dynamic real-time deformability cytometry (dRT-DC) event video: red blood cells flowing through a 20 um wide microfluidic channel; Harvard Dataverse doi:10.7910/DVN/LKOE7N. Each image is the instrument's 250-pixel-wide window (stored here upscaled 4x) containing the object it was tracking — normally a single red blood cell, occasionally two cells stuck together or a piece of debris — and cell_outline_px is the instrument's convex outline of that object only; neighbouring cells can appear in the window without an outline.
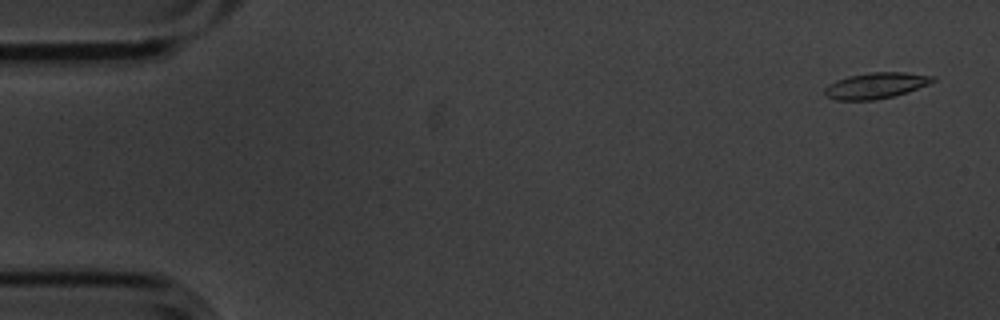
{"species": "common noctule bat (a hibernating species)", "species_latin": "Nyctalus noctula", "temperature_condition": "cold", "stored_images_in_passage": 5, "camera_frame_rate_fps": 3000, "um_per_image_px": 0.085, "animal": {"sex": "male", "body_mass_g": 20.1, "forearm_length_mm": 53.5}, "frame": {"image": 1, "passage_image": 1, "time_ms": 0.0, "image_size_px": [1000, 320], "cell_outline_px": [[936, 80], [928, 84], [908, 92], [876, 100], [836, 100], [824, 96], [824, 88], [828, 84], [836, 80], [848, 76], [872, 72], [904, 72], [936, 76]], "centroid_in_image_um": [74.43, 7.27], "position_along_channel_um": 10.6, "area_um2": 16.47}}
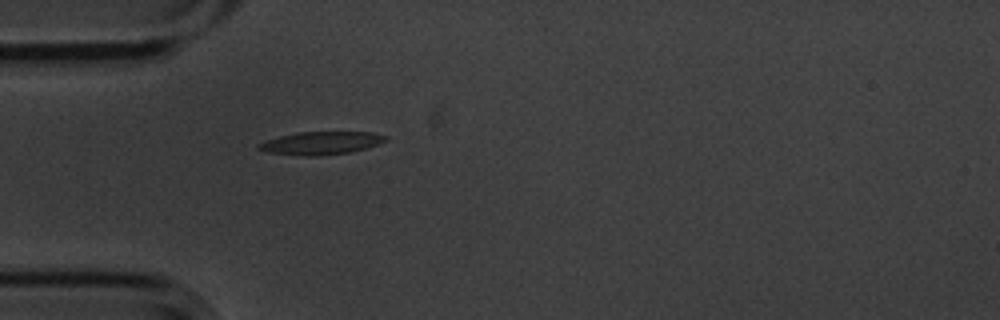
{"frame": {"image": 2, "passage_image": 5, "time_ms": 1.333, "image_size_px": [1000, 320], "cell_outline_px": [[388, 140], [352, 152], [320, 156], [304, 156], [268, 152], [256, 148], [256, 144], [280, 136], [296, 132], [372, 132], [388, 136]], "centroid_in_image_um": [27.28, 12.16], "position_along_channel_um": 57.7, "area_um2": 16.94}}